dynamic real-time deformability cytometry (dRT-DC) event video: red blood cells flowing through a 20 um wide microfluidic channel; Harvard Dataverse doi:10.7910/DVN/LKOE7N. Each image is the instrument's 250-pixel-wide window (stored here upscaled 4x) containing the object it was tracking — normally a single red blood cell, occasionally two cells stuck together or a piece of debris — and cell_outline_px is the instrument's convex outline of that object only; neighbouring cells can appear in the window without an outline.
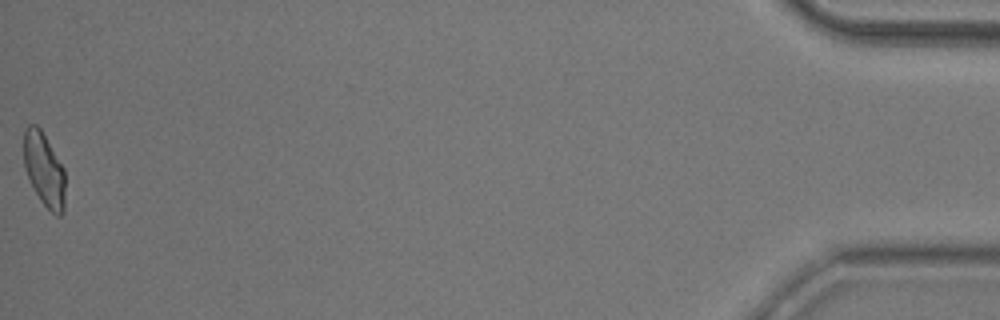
{"species": "common noctule bat (a hibernating species)", "species_latin": "Nyctalus noctula", "temperature_condition": "room temperature", "stored_images_in_passage": 42, "camera_frame_rate_fps": 3000, "um_per_image_px": 0.085, "animal": {"sex": "male", "body_mass_g": 20.5, "forearm_length_mm": 52.5}, "frame": {"image": 1, "passage_image": 42, "time_ms": 13.667, "image_size_px": [1000, 320], "cell_outline_px": [[64, 212], [60, 216], [56, 216], [40, 200], [24, 168], [24, 128], [28, 124], [36, 124], [40, 128], [64, 168]], "centroid_in_image_um": [3.75, 14.4], "position_along_channel_um": 431.5, "area_um2": 17.63}, "authors_computed_cell_mechanics": {"area_um2": 18.2648, "velocity_mm_per_s": 3.8239, "shape_relaxation_time_tau1_ms": 6.7935, "shape_relaxation_time_tau2_ms": 2.1597, "deformation_change_tau1": 0.1854, "deformation_change_tau2": 0.0822}}